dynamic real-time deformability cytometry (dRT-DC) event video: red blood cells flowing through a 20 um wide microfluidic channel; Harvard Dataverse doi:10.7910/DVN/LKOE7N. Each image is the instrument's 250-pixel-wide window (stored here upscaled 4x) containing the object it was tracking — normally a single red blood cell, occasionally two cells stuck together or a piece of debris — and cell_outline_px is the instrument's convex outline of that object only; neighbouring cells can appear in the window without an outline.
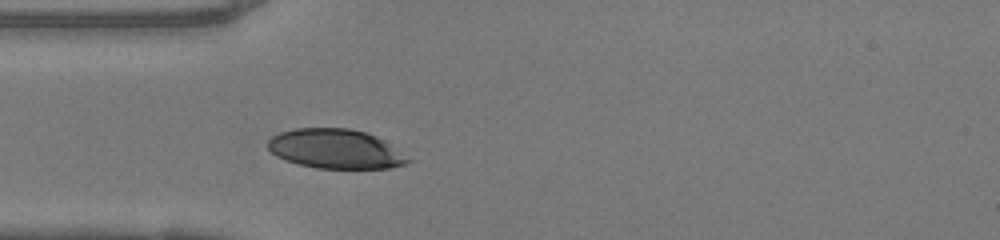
{"species": "human", "species_latin": "Homo sapiens", "temperature_condition": "warm", "stored_images_in_passage": 26, "camera_frame_rate_fps": 3000, "um_per_image_px": 0.085, "donor": {"sex": "female"}, "frame": {"image": 1, "passage_image": 1, "time_ms": 0.0, "image_size_px": [1000, 240], "cell_outline_px": [[416, 160], [408, 164], [388, 168], [316, 168], [284, 160], [276, 156], [268, 148], [268, 140], [272, 136], [280, 132], [296, 128], [348, 128], [364, 132], [376, 136], [384, 140]], "centroid_in_image_um": [28.58, 12.66], "position_along_channel_um": 56.4, "area_um2": 32.43}}
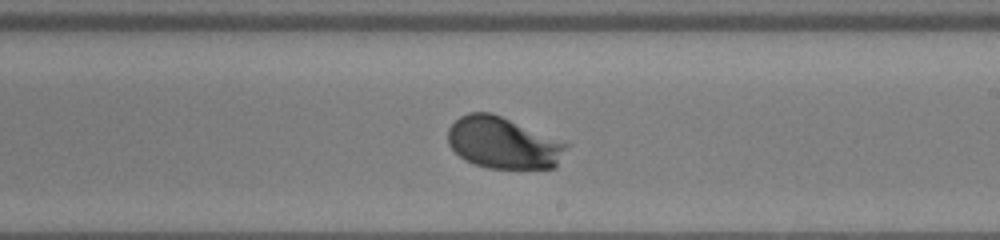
{"frame": {"image": 2, "passage_image": 15, "time_ms": 4.667, "image_size_px": [1000, 240], "cell_outline_px": [[572, 144], [556, 168], [488, 168], [464, 160], [448, 144], [448, 128], [460, 116], [468, 112], [492, 112]], "centroid_in_image_um": [42.83, 12.14], "position_along_channel_um": 246.2, "area_um2": 36.01}}
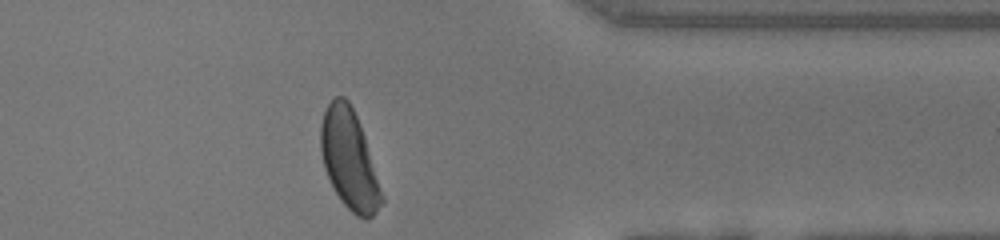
{"frame": {"image": 3, "passage_image": 26, "time_ms": 8.333, "image_size_px": [1000, 240], "cell_outline_px": [[384, 200], [376, 212], [372, 216], [356, 216], [340, 200], [324, 168], [320, 152], [320, 124], [324, 112], [328, 104], [336, 96], [344, 96], [348, 100], [360, 124], [384, 196]], "centroid_in_image_um": [29.67, 13.54], "position_along_channel_um": 381.7, "area_um2": 34.85}, "authors_computed_cell_mechanics": {"area_um2": 34.68, "velocity_mm_per_s": 4.1373, "shape_relaxation_time_tau1_ms": 1.8728, "shape_relaxation_time_tau2_ms": null, "deformation_change_tau1": 0.1282, "deformation_change_tau2": null}}